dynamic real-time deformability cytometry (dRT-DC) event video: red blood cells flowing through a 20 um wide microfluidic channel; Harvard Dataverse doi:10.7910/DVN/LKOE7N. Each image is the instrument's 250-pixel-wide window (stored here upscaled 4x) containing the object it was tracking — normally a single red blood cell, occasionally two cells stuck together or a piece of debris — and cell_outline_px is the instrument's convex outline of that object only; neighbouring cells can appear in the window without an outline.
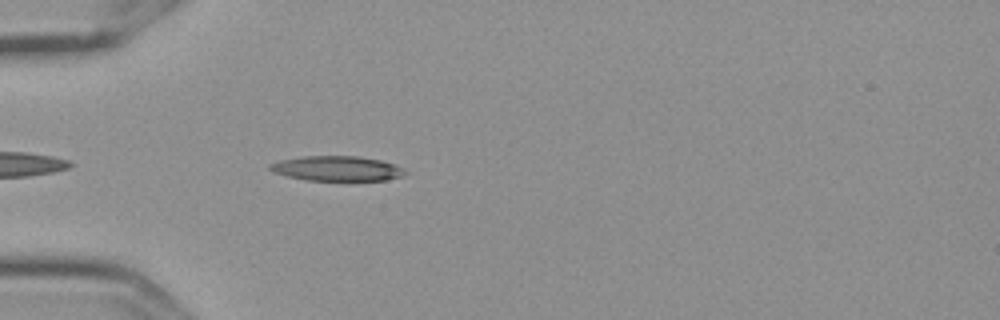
{"species": "Egyptian fruit bat (a non-hibernating species)", "species_latin": "Rousettus aegyptiacus", "temperature_condition": "cold", "stored_images_in_passage": 43, "camera_frame_rate_fps": 3000, "um_per_image_px": 0.085, "frame": {"image": 1, "passage_image": 4, "time_ms": 1.0, "image_size_px": [1000, 320], "cell_outline_px": [[408, 172], [404, 176], [384, 180], [304, 180], [272, 172], [268, 168], [268, 164], [280, 160], [300, 156], [356, 156], [380, 160], [392, 164]], "centroid_in_image_um": [28.58, 14.32], "position_along_channel_um": 56.4, "area_um2": 19.54}}
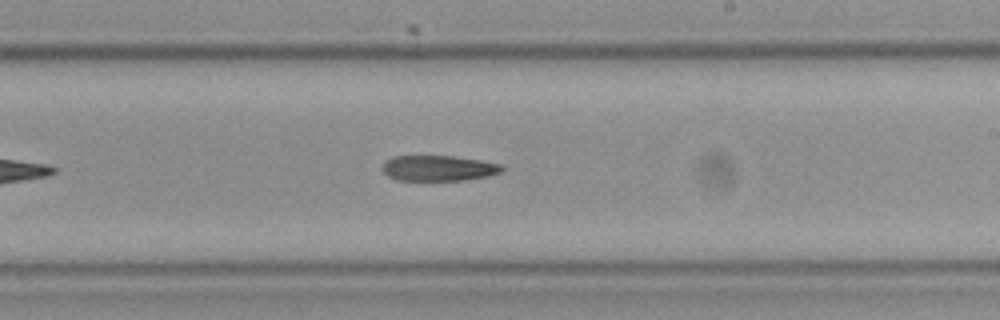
{"frame": {"image": 2, "passage_image": 21, "time_ms": 6.667, "image_size_px": [1000, 320], "cell_outline_px": [[504, 168], [500, 172], [488, 176], [464, 180], [396, 180], [388, 176], [380, 168], [384, 160], [392, 156], [452, 156], [480, 160], [500, 164]], "centroid_in_image_um": [37.21, 14.29], "position_along_channel_um": 251.8, "area_um2": 17.86}}
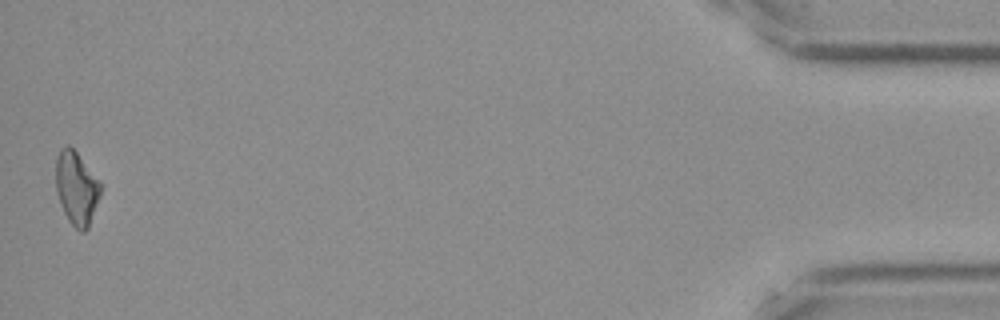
{"frame": {"image": 3, "passage_image": 43, "time_ms": 14.0, "image_size_px": [1000, 320], "cell_outline_px": [[100, 192], [88, 228], [84, 232], [80, 232], [68, 220], [64, 212], [56, 188], [56, 160], [60, 148], [68, 144], [76, 152], [100, 180]], "centroid_in_image_um": [6.49, 15.97], "position_along_channel_um": 428.7, "area_um2": 18.73}, "authors_computed_cell_mechanics": {"area_um2": 18.9584, "velocity_mm_per_s": 3.5885, "shape_relaxation_time_tau1_ms": 5.6839, "shape_relaxation_time_tau2_ms": null, "deformation_change_tau1": 0.1288, "deformation_change_tau2": null}}